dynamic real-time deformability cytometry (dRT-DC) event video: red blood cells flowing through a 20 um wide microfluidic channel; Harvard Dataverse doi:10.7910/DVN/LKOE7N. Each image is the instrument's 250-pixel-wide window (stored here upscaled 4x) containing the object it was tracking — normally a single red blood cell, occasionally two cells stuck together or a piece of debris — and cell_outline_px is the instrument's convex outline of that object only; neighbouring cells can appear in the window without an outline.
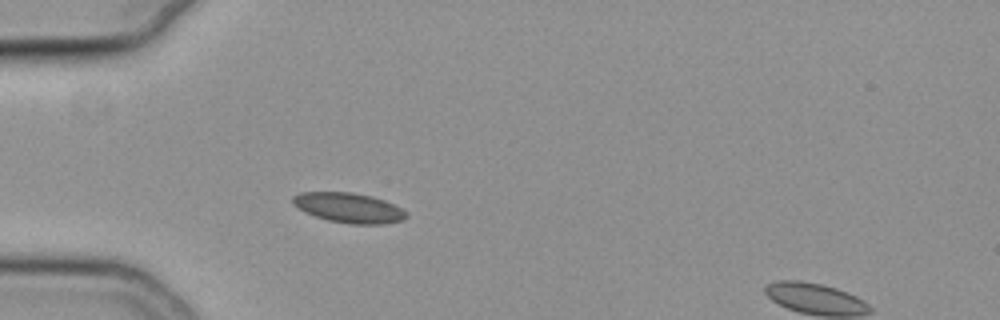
{"species": "common noctule bat (a hibernating species)", "species_latin": "Nyctalus noctula", "temperature_condition": "cold", "stored_images_in_passage": 32, "camera_frame_rate_fps": 3000, "um_per_image_px": 0.085, "animal": {"sex": "female", "body_mass_g": 19.3, "forearm_length_mm": 54.1}, "frame": {"image": 1, "passage_image": 1, "time_ms": 0.0, "image_size_px": [1000, 320], "cell_outline_px": [[408, 216], [404, 220], [384, 224], [348, 224], [328, 220], [304, 212], [292, 204], [292, 196], [300, 192], [352, 192], [372, 196], [384, 200], [400, 208]], "centroid_in_image_um": [29.62, 17.66], "position_along_channel_um": 55.4, "area_um2": 19.83}}
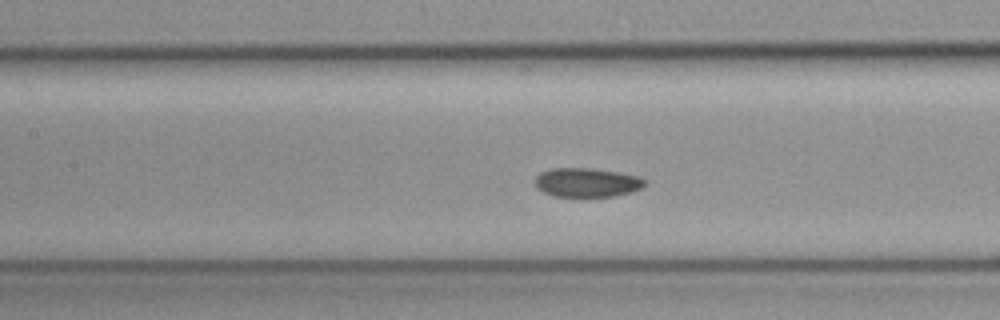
{"frame": {"image": 2, "passage_image": 10, "time_ms": 3.0, "image_size_px": [1000, 320], "cell_outline_px": [[648, 184], [632, 192], [612, 196], [584, 200], [580, 200], [552, 196], [536, 188], [536, 176], [540, 172], [552, 168], [592, 168], [620, 172], [640, 176], [648, 180]], "centroid_in_image_um": [49.91, 15.56], "position_along_channel_um": 157.5, "area_um2": 19.71}}
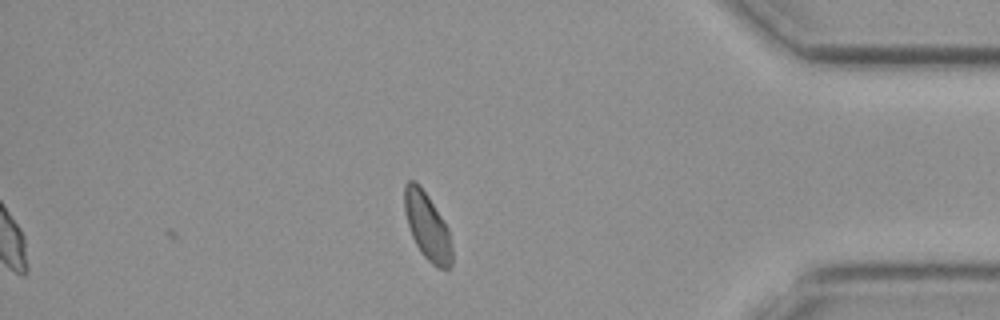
{"frame": {"image": 3, "passage_image": 32, "time_ms": 10.333, "image_size_px": [1000, 320], "cell_outline_px": [[452, 264], [448, 268], [440, 268], [432, 264], [420, 252], [412, 236], [404, 212], [404, 184], [408, 180], [416, 180], [428, 196], [448, 228], [452, 248]], "centroid_in_image_um": [36.3, 19.22], "position_along_channel_um": 398.9, "area_um2": 18.5}, "authors_computed_cell_mechanics": {"area_um2": 19.0162, "velocity_mm_per_s": 3.7492, "shape_relaxation_time_tau1_ms": 2.1912, "shape_relaxation_time_tau2_ms": null, "deformation_change_tau1": 0.0297, "deformation_change_tau2": null}}